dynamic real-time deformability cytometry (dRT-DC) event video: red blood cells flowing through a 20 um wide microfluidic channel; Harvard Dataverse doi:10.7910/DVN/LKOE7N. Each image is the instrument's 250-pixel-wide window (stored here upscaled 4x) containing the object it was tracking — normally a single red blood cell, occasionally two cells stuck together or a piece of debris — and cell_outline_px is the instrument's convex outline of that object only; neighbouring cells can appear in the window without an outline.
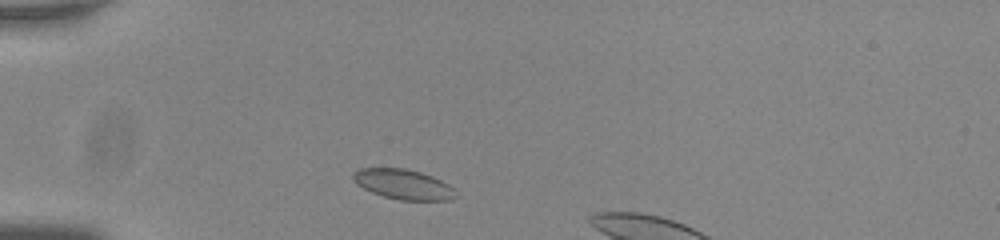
{"species": "common noctule bat (a hibernating species)", "species_latin": "Nyctalus noctula", "temperature_condition": "room temperature", "stored_images_in_passage": 7, "camera_frame_rate_fps": 3000, "um_per_image_px": 0.085, "animal": {"sex": "male", "body_mass_g": 20.0, "forearm_length_mm": 53.3}, "frame": {"image": 1, "passage_image": 1, "time_ms": 0.0, "image_size_px": [1000, 240], "cell_outline_px": [[456, 196], [452, 200], [400, 200], [384, 196], [372, 192], [356, 184], [352, 180], [352, 172], [360, 168], [404, 168], [420, 172], [432, 176], [448, 184], [452, 188]], "centroid_in_image_um": [34.24, 15.66], "position_along_channel_um": 50.8, "area_um2": 17.86}}
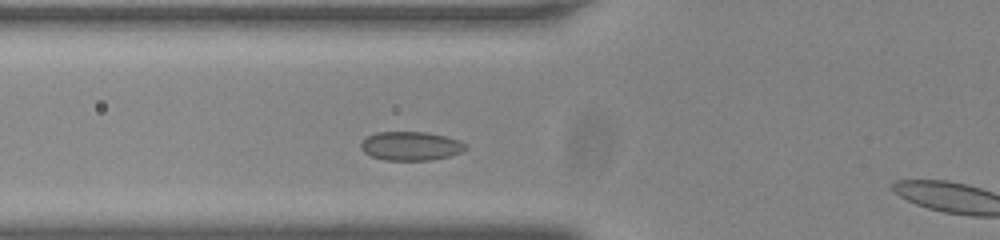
{"frame": {"image": 2, "passage_image": 6, "time_ms": 1.667, "image_size_px": [1000, 240], "cell_outline_px": [[468, 148], [460, 152], [448, 156], [432, 160], [384, 160], [372, 156], [364, 152], [360, 148], [360, 144], [368, 136], [376, 132], [428, 132], [460, 140], [468, 144]], "centroid_in_image_um": [34.94, 12.41], "position_along_channel_um": 90.9, "area_um2": 17.63}}